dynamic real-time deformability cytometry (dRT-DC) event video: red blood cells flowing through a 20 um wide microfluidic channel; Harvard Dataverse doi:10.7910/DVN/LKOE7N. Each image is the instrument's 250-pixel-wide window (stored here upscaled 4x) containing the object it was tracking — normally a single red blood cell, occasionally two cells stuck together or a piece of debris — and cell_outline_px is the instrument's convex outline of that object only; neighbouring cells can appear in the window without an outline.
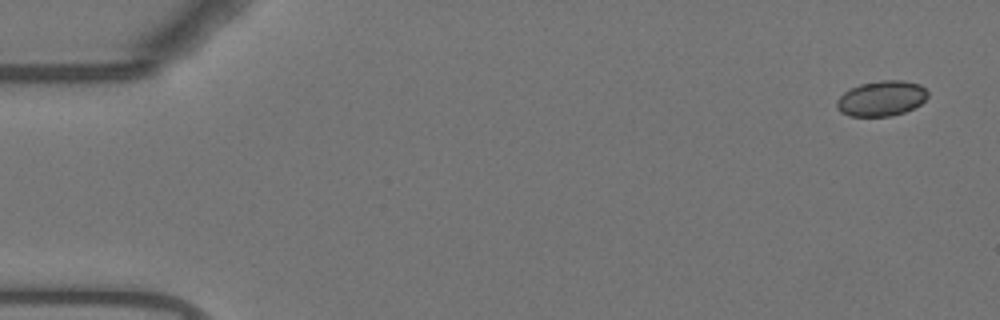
{"species": "Egyptian fruit bat (a non-hibernating species)", "species_latin": "Rousettus aegyptiacus", "temperature_condition": "warm", "stored_images_in_passage": 54, "camera_frame_rate_fps": 3000, "um_per_image_px": 0.085, "animal": {"sex": "female"}, "frame": {"image": 1, "passage_image": 1, "time_ms": 0.0, "image_size_px": [1000, 320], "cell_outline_px": [[928, 96], [920, 104], [904, 112], [892, 116], [848, 116], [840, 112], [836, 108], [836, 100], [844, 92], [860, 84], [880, 80], [904, 80], [920, 84], [928, 92]], "centroid_in_image_um": [74.91, 8.36], "position_along_channel_um": 10.1, "area_um2": 18.79}}
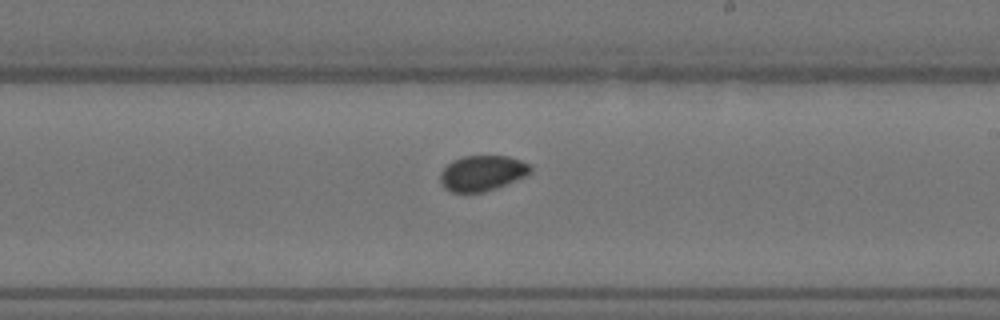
{"frame": {"image": 2, "passage_image": 31, "time_ms": 10.0, "image_size_px": [1000, 320], "cell_outline_px": [[532, 172], [528, 176], [496, 188], [484, 192], [452, 192], [444, 188], [440, 180], [440, 172], [452, 160], [464, 156], [508, 156], [532, 164]], "centroid_in_image_um": [41.03, 14.71], "position_along_channel_um": 248.0, "area_um2": 18.84}}
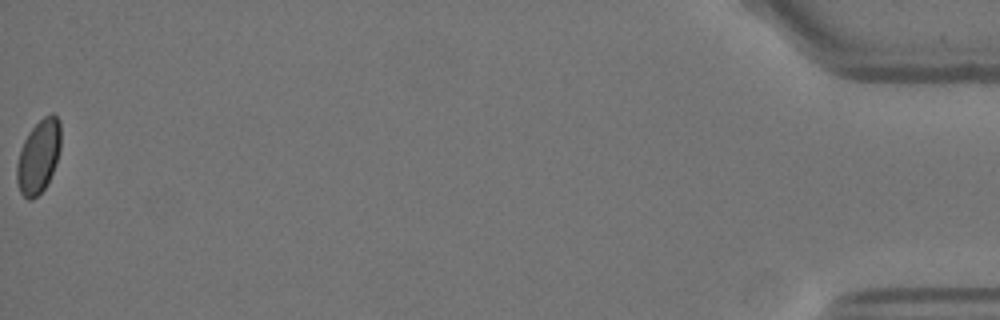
{"frame": {"image": 3, "passage_image": 54, "time_ms": 17.667, "image_size_px": [1000, 320], "cell_outline_px": [[60, 148], [56, 164], [44, 188], [32, 200], [28, 200], [20, 192], [16, 180], [16, 164], [20, 148], [28, 132], [44, 116], [52, 112], [60, 120]], "centroid_in_image_um": [3.26, 13.28], "position_along_channel_um": 431.9, "area_um2": 18.84}, "authors_computed_cell_mechanics": {"area_um2": 18.7561, "velocity_mm_per_s": 3.7014, "shape_relaxation_time_tau1_ms": null, "shape_relaxation_time_tau2_ms": 2.9223, "deformation_change_tau1": null, "deformation_change_tau2": 0.0383}}